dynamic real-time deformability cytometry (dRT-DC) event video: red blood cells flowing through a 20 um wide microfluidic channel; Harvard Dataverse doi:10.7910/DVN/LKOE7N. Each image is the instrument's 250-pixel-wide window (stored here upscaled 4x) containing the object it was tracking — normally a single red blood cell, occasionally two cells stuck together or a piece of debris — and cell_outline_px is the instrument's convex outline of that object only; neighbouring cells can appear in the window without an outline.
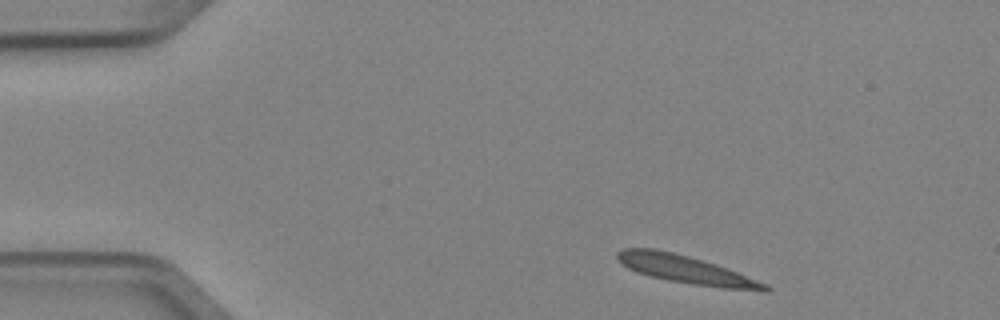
{"species": "Egyptian fruit bat (a non-hibernating species)", "species_latin": "Rousettus aegyptiacus", "temperature_condition": "cold", "stored_images_in_passage": 4, "camera_frame_rate_fps": 3000, "um_per_image_px": 0.085, "animal": {"sex": "female"}, "frame": {"image": 1, "passage_image": 1, "time_ms": 0.0, "image_size_px": [1000, 320], "cell_outline_px": [[772, 288], [768, 292], [764, 292], [720, 288], [692, 284], [668, 280], [636, 272], [628, 268], [616, 260], [616, 252], [624, 248], [656, 248], [704, 260], [728, 268], [768, 284]], "centroid_in_image_um": [58.36, 22.92], "position_along_channel_um": 26.6, "area_um2": 24.39}}